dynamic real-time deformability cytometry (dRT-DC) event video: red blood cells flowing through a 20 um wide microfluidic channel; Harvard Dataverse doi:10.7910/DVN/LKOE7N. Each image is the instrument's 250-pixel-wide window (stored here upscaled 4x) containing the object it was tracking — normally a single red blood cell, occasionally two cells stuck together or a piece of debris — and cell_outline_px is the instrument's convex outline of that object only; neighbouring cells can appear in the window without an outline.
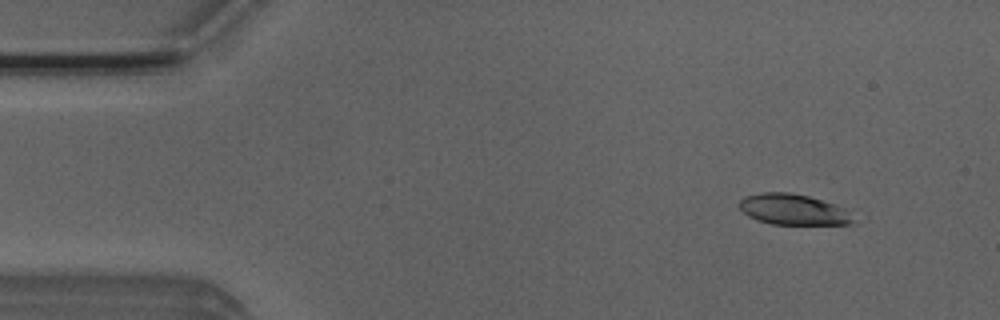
{"species": "Egyptian fruit bat (a non-hibernating species)", "species_latin": "Rousettus aegyptiacus", "temperature_condition": "room temperature", "stored_images_in_passage": 9, "camera_frame_rate_fps": 3000, "um_per_image_px": 0.085, "animal": {"sex": "male"}, "frame": {"image": 1, "passage_image": 2, "time_ms": 0.333, "image_size_px": [1000, 320], "cell_outline_px": [[856, 224], [772, 224], [756, 220], [748, 216], [740, 208], [740, 200], [744, 196], [760, 192], [788, 192], [808, 196], [836, 204], [844, 208], [856, 220]], "centroid_in_image_um": [67.44, 17.81], "position_along_channel_um": 17.6, "area_um2": 20.52}}
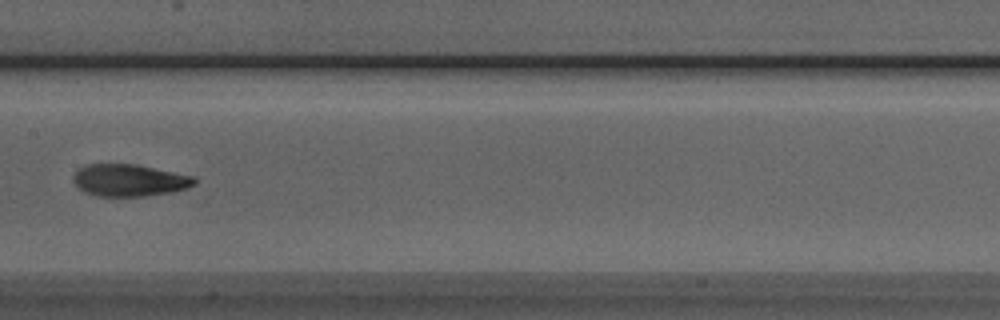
{"frame": {"image": 2, "passage_image": 8, "time_ms": 2.333, "image_size_px": [1000, 320], "cell_outline_px": [[200, 180], [188, 188], [172, 192], [144, 196], [96, 196], [84, 192], [72, 180], [72, 176], [80, 168], [88, 164], [136, 164], [196, 176]], "centroid_in_image_um": [11.05, 15.32], "position_along_channel_um": 196.4, "area_um2": 22.83}}
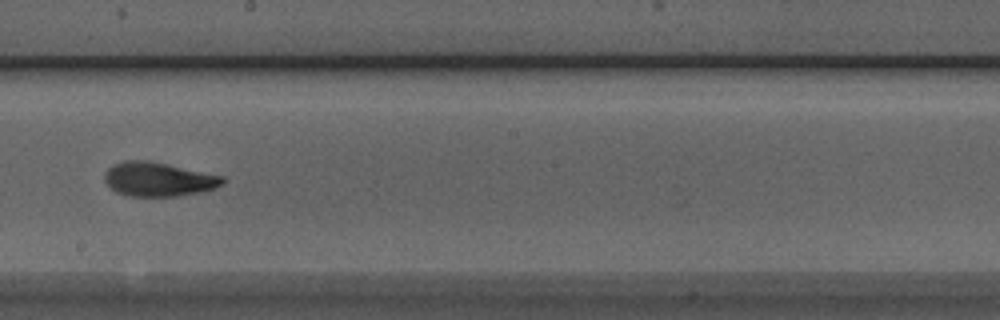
{"frame": {"image": 3, "passage_image": 9, "time_ms": 2.667, "image_size_px": [1000, 320], "cell_outline_px": [[224, 184], [216, 188], [200, 192], [176, 196], [128, 196], [116, 192], [104, 180], [104, 172], [112, 164], [124, 160], [144, 160], [224, 176]], "centroid_in_image_um": [13.44, 15.24], "position_along_channel_um": 234.8, "area_um2": 23.29}}